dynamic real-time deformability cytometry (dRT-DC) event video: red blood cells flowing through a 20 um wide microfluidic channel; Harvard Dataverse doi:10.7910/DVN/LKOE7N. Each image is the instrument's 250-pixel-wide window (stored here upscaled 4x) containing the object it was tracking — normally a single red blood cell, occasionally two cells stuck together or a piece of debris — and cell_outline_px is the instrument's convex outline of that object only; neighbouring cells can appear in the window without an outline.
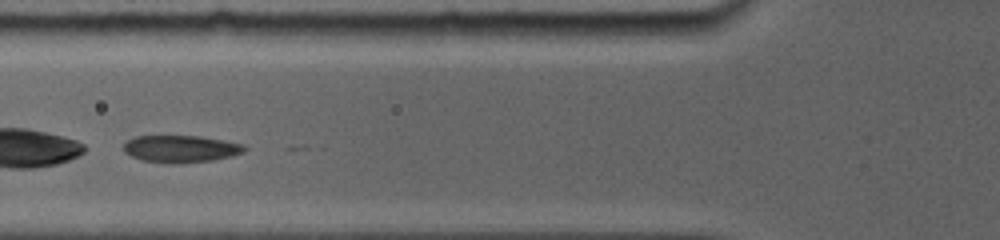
{"species": "common noctule bat (a hibernating species)", "species_latin": "Nyctalus noctula", "temperature_condition": "room temperature", "stored_images_in_passage": 6, "camera_frame_rate_fps": 5000, "um_per_image_px": 0.085, "animal": {"sex": "female", "body_mass_g": 19.0, "forearm_length_mm": 56.7}, "frame": {"image": 1, "passage_image": 3, "time_ms": 0.6, "image_size_px": [1000, 240], "cell_outline_px": [[248, 148], [244, 152], [232, 156], [212, 160], [180, 164], [172, 164], [144, 160], [132, 156], [124, 152], [124, 144], [128, 140], [136, 136], [200, 136], [244, 144]], "centroid_in_image_um": [15.4, 12.65], "position_along_channel_um": 110.4, "area_um2": 19.13}}